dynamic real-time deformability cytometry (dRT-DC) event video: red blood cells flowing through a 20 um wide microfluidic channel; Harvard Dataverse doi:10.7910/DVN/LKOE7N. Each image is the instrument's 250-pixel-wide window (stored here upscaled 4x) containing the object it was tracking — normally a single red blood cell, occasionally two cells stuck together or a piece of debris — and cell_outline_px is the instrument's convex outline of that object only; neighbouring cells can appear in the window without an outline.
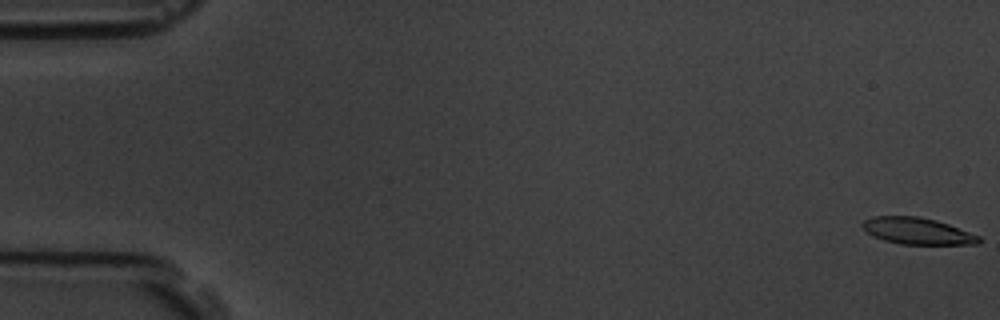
{"species": "common noctule bat (a hibernating species)", "species_latin": "Nyctalus noctula", "temperature_condition": "room temperature", "stored_images_in_passage": 58, "camera_frame_rate_fps": 3000, "um_per_image_px": 0.085, "animal": {"sex": "male", "body_mass_g": 19.5, "forearm_length_mm": 54.6}, "frame": {"image": 1, "passage_image": 1, "time_ms": 0.0, "image_size_px": [1000, 320], "cell_outline_px": [[980, 244], [900, 244], [884, 240], [872, 236], [860, 224], [864, 220], [872, 216], [920, 216], [936, 220], [948, 224], [980, 236]], "centroid_in_image_um": [77.96, 19.63], "position_along_channel_um": 7.0, "area_um2": 18.03}}
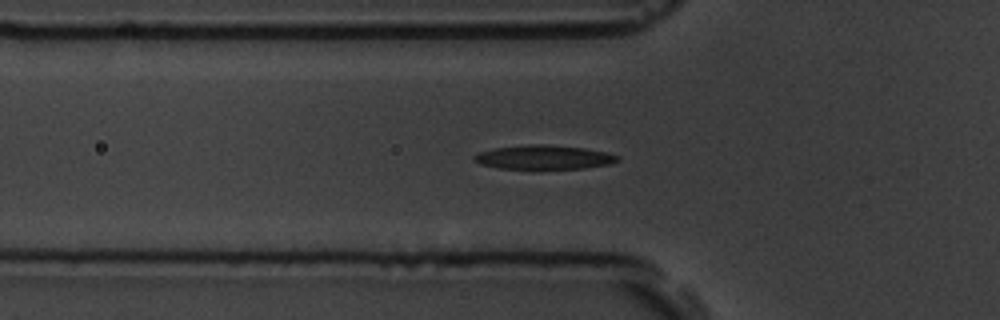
{"frame": {"image": 2, "passage_image": 20, "time_ms": 6.333, "image_size_px": [1000, 320], "cell_outline_px": [[620, 160], [608, 164], [584, 168], [500, 168], [480, 164], [472, 160], [472, 156], [480, 152], [496, 148], [528, 144], [540, 144], [584, 148], [608, 152], [620, 156]], "centroid_in_image_um": [46.24, 13.36], "position_along_channel_um": 79.6, "area_um2": 19.88}}
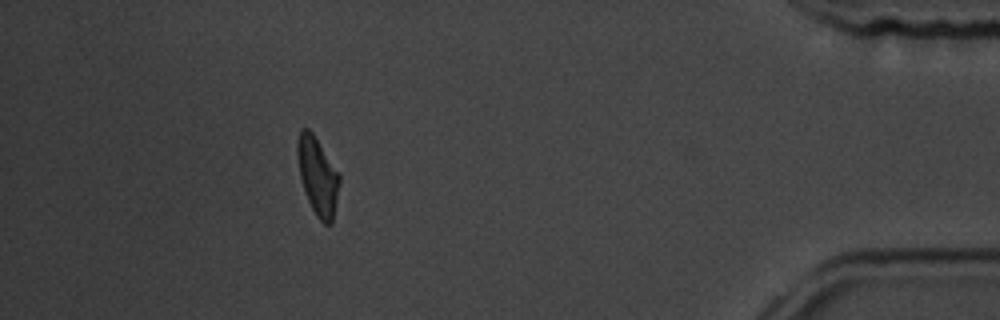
{"frame": {"image": 3, "passage_image": 52, "time_ms": 17.0, "image_size_px": [1000, 320], "cell_outline_px": [[340, 184], [332, 224], [324, 224], [316, 216], [304, 192], [300, 176], [296, 152], [296, 144], [300, 128], [308, 128], [312, 132], [340, 172]], "centroid_in_image_um": [27.01, 14.95], "position_along_channel_um": 408.2, "area_um2": 19.36}, "authors_computed_cell_mechanics": {"area_um2": 19.5942, "velocity_mm_per_s": 3.5765, "shape_relaxation_time_tau1_ms": 3.9062, "shape_relaxation_time_tau2_ms": 4.6135, "deformation_change_tau1": 0.1646, "deformation_change_tau2": 0.1112}}